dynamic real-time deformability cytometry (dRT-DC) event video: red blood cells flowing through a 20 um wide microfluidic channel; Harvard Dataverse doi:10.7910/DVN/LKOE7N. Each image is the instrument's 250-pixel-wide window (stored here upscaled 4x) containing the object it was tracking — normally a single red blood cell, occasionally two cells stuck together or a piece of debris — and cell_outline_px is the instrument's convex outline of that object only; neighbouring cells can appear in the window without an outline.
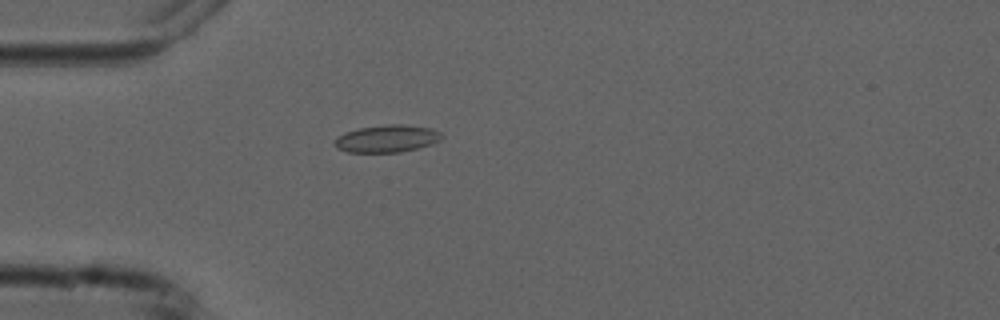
{"species": "common noctule bat (a hibernating species)", "species_latin": "Nyctalus noctula", "temperature_condition": "cold", "stored_images_in_passage": 4, "camera_frame_rate_fps": 3000, "um_per_image_px": 0.085, "animal": {"sex": "male", "forearm_length_mm": 52.5}, "frame": {"image": 1, "passage_image": 4, "time_ms": 4.333, "image_size_px": [1000, 320], "cell_outline_px": [[444, 136], [440, 140], [432, 144], [400, 152], [348, 152], [336, 148], [332, 144], [344, 132], [360, 128], [388, 124], [408, 124], [432, 128], [440, 132]], "centroid_in_image_um": [32.92, 11.77], "position_along_channel_um": 52.1, "area_um2": 17.11}}